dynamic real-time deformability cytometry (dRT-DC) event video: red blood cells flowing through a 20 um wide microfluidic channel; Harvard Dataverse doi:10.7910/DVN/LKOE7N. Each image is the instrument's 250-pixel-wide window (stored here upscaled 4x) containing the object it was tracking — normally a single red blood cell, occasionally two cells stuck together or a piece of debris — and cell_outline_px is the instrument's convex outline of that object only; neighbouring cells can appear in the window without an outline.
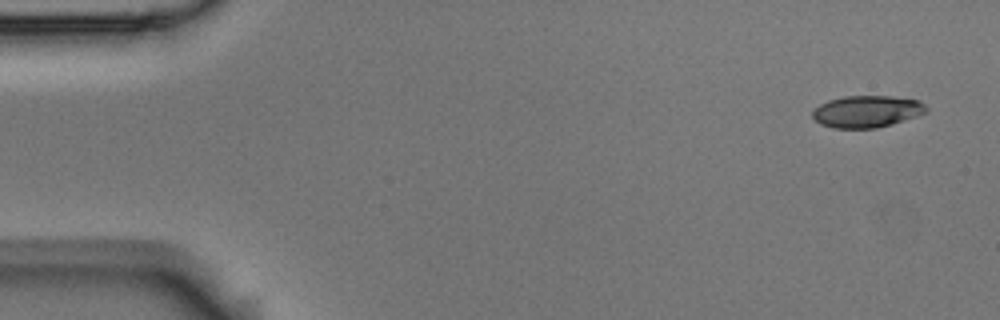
{"species": "Egyptian fruit bat (a non-hibernating species)", "species_latin": "Rousettus aegyptiacus", "temperature_condition": "room temperature", "stored_images_in_passage": 5, "camera_frame_rate_fps": 3000, "um_per_image_px": 0.085, "animal": {"sex": "male"}, "frame": {"image": 1, "passage_image": 1, "time_ms": 0.0, "image_size_px": [1000, 320], "cell_outline_px": [[928, 108], [924, 112], [892, 124], [876, 128], [832, 128], [820, 124], [812, 116], [812, 112], [820, 104], [828, 100], [844, 96], [892, 96], [920, 100]], "centroid_in_image_um": [73.65, 9.47], "position_along_channel_um": 11.4, "area_um2": 20.98}}